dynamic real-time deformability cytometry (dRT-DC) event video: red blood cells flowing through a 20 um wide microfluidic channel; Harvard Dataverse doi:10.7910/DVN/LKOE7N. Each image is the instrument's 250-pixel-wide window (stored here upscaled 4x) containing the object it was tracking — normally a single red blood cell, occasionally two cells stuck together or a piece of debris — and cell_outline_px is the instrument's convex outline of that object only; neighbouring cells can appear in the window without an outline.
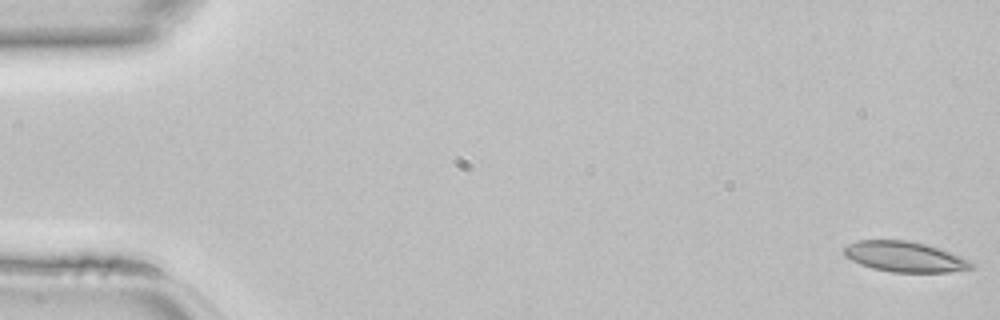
{"species": "common noctule bat (a hibernating species)", "species_latin": "Nyctalus noctula", "temperature_condition": "room temperature", "stored_images_in_passage": 46, "camera_frame_rate_fps": 3000, "um_per_image_px": 0.085, "animal": {"sex": "female", "body_mass_g": 22.7, "forearm_length_mm": 54.2}, "frame": {"image": 1, "passage_image": 1, "time_ms": 0.0, "image_size_px": [1000, 320], "cell_outline_px": [[976, 268], [948, 272], [892, 272], [872, 268], [860, 264], [844, 256], [844, 248], [848, 244], [856, 240], [908, 240], [924, 244], [972, 260], [976, 264]], "centroid_in_image_um": [76.92, 21.83], "position_along_channel_um": 8.1, "area_um2": 22.6}}
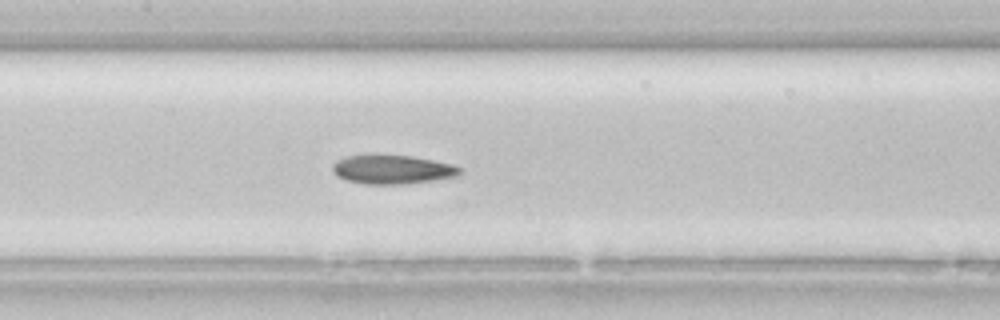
{"frame": {"image": 2, "passage_image": 22, "time_ms": 7.0, "image_size_px": [1000, 320], "cell_outline_px": [[460, 172], [456, 176], [432, 180], [404, 184], [364, 184], [348, 180], [336, 176], [332, 172], [332, 164], [336, 160], [344, 156], [372, 152], [376, 152], [412, 156], [452, 164], [460, 168]], "centroid_in_image_um": [33.23, 14.36], "position_along_channel_um": 174.2, "area_um2": 22.14}}
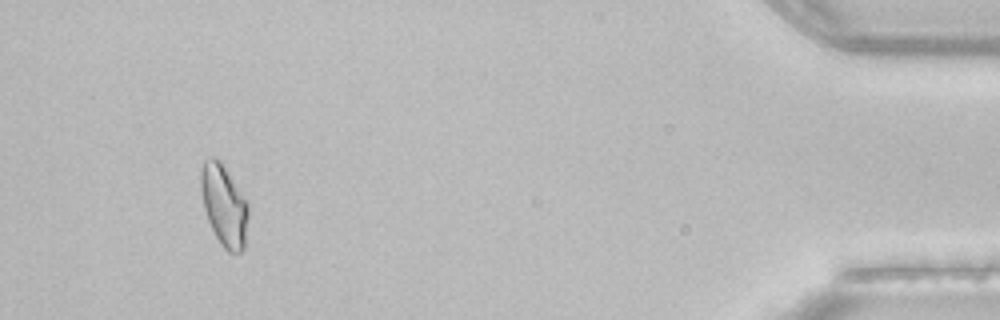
{"frame": {"image": 3, "passage_image": 43, "time_ms": 14.0, "image_size_px": [1000, 320], "cell_outline_px": [[248, 216], [244, 248], [240, 252], [228, 252], [220, 244], [208, 220], [204, 208], [200, 188], [200, 172], [204, 160], [212, 156], [216, 156], [220, 160], [248, 200]], "centroid_in_image_um": [19.05, 17.41], "position_along_channel_um": 416.2, "area_um2": 22.72}}